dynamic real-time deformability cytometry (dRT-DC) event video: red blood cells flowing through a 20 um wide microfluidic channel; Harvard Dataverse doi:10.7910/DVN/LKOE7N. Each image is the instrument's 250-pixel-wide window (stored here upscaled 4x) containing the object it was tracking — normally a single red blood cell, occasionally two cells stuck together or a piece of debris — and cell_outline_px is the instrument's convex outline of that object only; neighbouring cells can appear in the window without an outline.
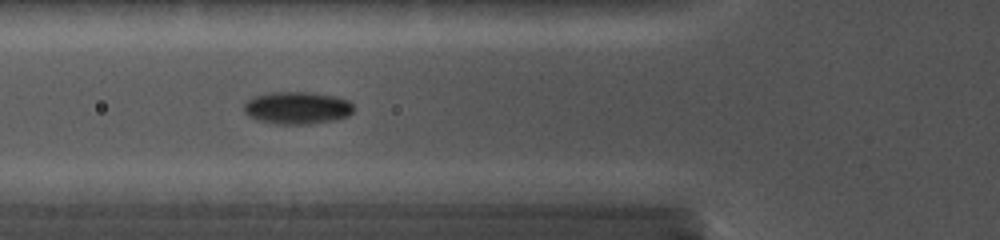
{"species": "common noctule bat (a hibernating species)", "species_latin": "Nyctalus noctula", "temperature_condition": "cold", "stored_images_in_passage": 40, "camera_frame_rate_fps": 5000, "um_per_image_px": 0.085, "animal": {"sex": "female", "body_mass_g": 19.0, "forearm_length_mm": 56.7}, "frame": {"image": 1, "passage_image": 3, "time_ms": 1.0, "image_size_px": [1000, 240], "cell_outline_px": [[352, 112], [348, 116], [332, 120], [308, 124], [276, 124], [260, 120], [244, 112], [244, 104], [248, 100], [256, 96], [268, 92], [308, 92], [332, 96], [348, 100], [352, 104]], "centroid_in_image_um": [25.25, 9.16], "position_along_channel_um": 100.5, "area_um2": 20.35}}
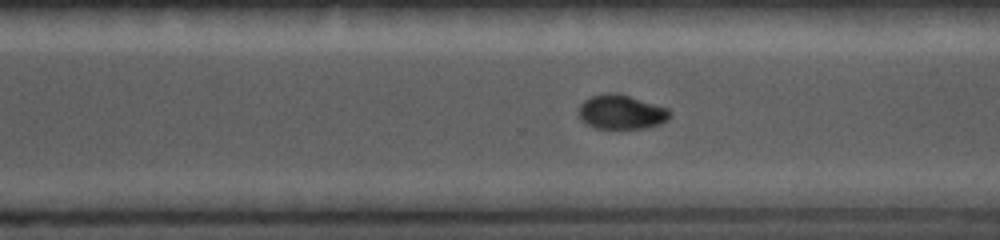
{"frame": {"image": 2, "passage_image": 24, "time_ms": 6.4, "image_size_px": [1000, 240], "cell_outline_px": [[672, 112], [668, 120], [660, 124], [644, 128], [596, 128], [580, 120], [580, 104], [584, 100], [592, 96], [604, 92], [616, 92], [668, 108]], "centroid_in_image_um": [52.83, 9.51], "position_along_channel_um": 317.8, "area_um2": 18.21}}
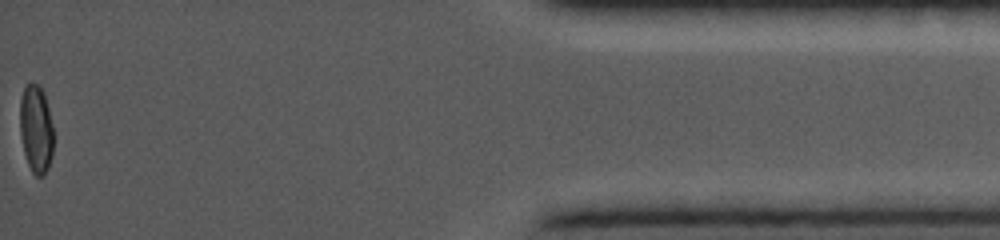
{"frame": {"image": 3, "passage_image": 40, "time_ms": 10.8, "image_size_px": [1000, 240], "cell_outline_px": [[52, 156], [48, 168], [44, 176], [36, 176], [32, 172], [28, 164], [24, 152], [20, 132], [20, 100], [24, 88], [32, 80], [44, 92], [52, 124]], "centroid_in_image_um": [3.06, 10.97], "position_along_channel_um": 432.1, "area_um2": 17.11}}